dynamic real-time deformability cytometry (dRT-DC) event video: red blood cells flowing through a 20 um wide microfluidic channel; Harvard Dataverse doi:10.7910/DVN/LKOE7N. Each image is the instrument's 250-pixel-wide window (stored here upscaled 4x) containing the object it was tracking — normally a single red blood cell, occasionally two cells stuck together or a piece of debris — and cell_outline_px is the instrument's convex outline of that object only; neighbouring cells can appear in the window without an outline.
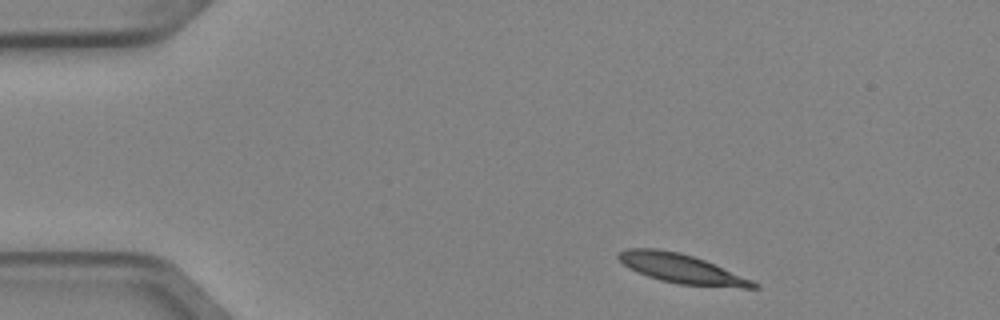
{"species": "Egyptian fruit bat (a non-hibernating species)", "species_latin": "Rousettus aegyptiacus", "temperature_condition": "cold", "stored_images_in_passage": 3, "camera_frame_rate_fps": 3000, "um_per_image_px": 0.085, "animal": {"sex": "female"}, "frame": {"image": 1, "passage_image": 1, "time_ms": 0.0, "image_size_px": [1000, 320], "cell_outline_px": [[760, 288], [740, 288], [680, 284], [660, 280], [648, 276], [624, 264], [616, 256], [620, 252], [628, 248], [656, 248], [680, 252], [704, 260], [752, 280], [760, 284]], "centroid_in_image_um": [57.97, 22.84], "position_along_channel_um": 27.0, "area_um2": 22.66}}